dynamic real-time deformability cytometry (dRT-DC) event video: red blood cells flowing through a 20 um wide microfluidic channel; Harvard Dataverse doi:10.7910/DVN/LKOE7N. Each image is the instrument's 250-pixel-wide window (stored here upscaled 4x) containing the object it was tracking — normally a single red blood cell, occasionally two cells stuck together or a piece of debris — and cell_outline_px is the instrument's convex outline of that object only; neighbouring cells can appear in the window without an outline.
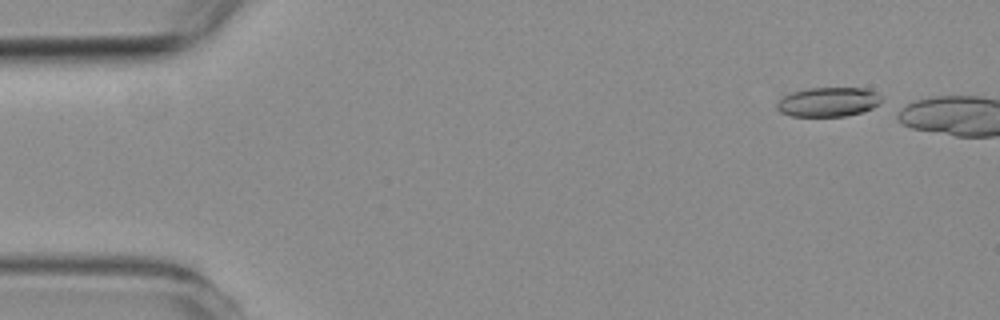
{"species": "common noctule bat (a hibernating species)", "species_latin": "Nyctalus noctula", "temperature_condition": "room temperature", "stored_images_in_passage": 4, "camera_frame_rate_fps": 3000, "um_per_image_px": 0.085, "animal": {"sex": "female", "body_mass_g": 19.3, "forearm_length_mm": 54.1}, "frame": {"image": 1, "passage_image": 1, "time_ms": 0.0, "image_size_px": [1000, 320], "cell_outline_px": [[880, 104], [864, 112], [844, 116], [792, 116], [780, 112], [776, 108], [776, 104], [784, 96], [792, 92], [808, 88], [864, 88], [876, 92], [880, 96]], "centroid_in_image_um": [70.4, 8.67], "position_along_channel_um": 14.6, "area_um2": 17.86}}